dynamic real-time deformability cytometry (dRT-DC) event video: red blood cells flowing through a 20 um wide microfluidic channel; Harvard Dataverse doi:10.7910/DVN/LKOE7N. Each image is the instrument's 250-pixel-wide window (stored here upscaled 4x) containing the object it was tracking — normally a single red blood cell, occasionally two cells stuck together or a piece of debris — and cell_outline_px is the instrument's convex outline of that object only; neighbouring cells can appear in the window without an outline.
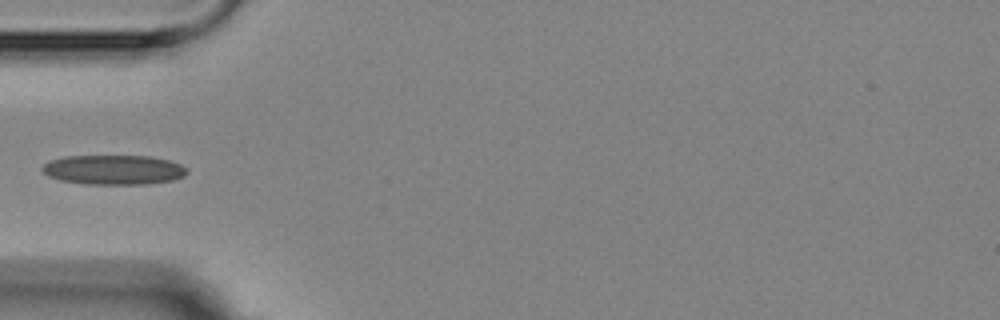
{"species": "Egyptian fruit bat (a non-hibernating species)", "species_latin": "Rousettus aegyptiacus", "temperature_condition": "room temperature", "stored_images_in_passage": 5, "camera_frame_rate_fps": 3000, "um_per_image_px": 0.085, "animal": {"sex": "female"}, "frame": {"image": 1, "passage_image": 5, "time_ms": 4.333, "image_size_px": [1000, 320], "cell_outline_px": [[188, 172], [184, 176], [172, 180], [148, 184], [84, 184], [60, 180], [48, 176], [40, 168], [44, 164], [52, 160], [64, 156], [148, 156], [168, 160], [180, 164]], "centroid_in_image_um": [9.64, 14.43], "position_along_channel_um": 75.4, "area_um2": 24.91}}